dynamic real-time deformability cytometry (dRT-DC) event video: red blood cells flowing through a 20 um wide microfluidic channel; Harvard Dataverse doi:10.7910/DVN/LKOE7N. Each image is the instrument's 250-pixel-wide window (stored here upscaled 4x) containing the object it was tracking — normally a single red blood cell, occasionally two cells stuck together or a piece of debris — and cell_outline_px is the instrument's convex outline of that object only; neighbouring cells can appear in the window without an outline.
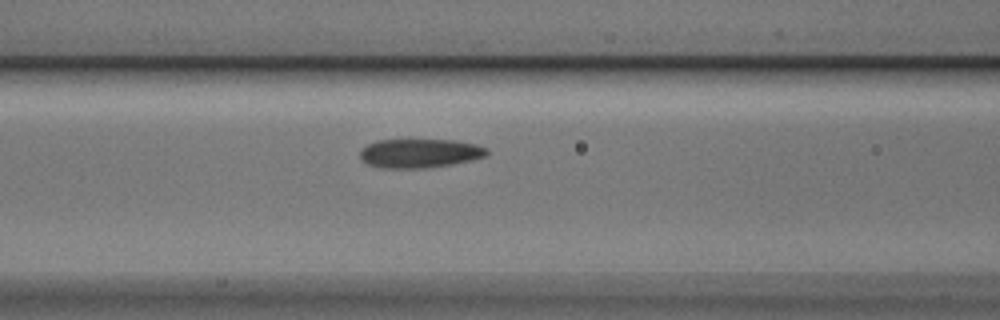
{"species": "Egyptian fruit bat (a non-hibernating species)", "species_latin": "Rousettus aegyptiacus", "temperature_condition": "cold", "stored_images_in_passage": 5, "camera_frame_rate_fps": 3000, "um_per_image_px": 0.085, "animal": {"sex": "male"}, "frame": {"image": 1, "passage_image": 5, "time_ms": 1.333, "image_size_px": [1000, 320], "cell_outline_px": [[488, 152], [484, 156], [452, 164], [424, 168], [380, 168], [368, 164], [360, 160], [360, 148], [376, 140], [456, 140], [476, 144], [488, 148]], "centroid_in_image_um": [35.62, 13.02], "position_along_channel_um": 131.0, "area_um2": 21.44}}